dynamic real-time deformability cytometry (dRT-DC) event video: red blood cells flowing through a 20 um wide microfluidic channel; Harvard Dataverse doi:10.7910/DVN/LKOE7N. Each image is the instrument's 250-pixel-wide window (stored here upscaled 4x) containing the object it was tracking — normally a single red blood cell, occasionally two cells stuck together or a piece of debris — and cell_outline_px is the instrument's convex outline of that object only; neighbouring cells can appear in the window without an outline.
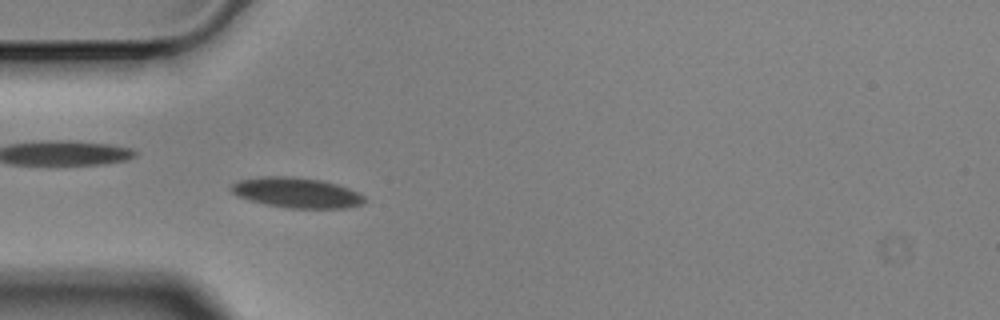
{"species": "Egyptian fruit bat (a non-hibernating species)", "species_latin": "Rousettus aegyptiacus", "temperature_condition": "cold", "stored_images_in_passage": 5, "camera_frame_rate_fps": 3000, "um_per_image_px": 0.085, "animal": {"sex": "male"}, "frame": {"image": 1, "passage_image": 4, "time_ms": 1.0, "image_size_px": [1000, 320], "cell_outline_px": [[368, 200], [364, 204], [344, 208], [288, 208], [264, 204], [236, 196], [228, 188], [232, 184], [240, 180], [260, 176], [292, 176], [324, 180], [360, 192]], "centroid_in_image_um": [25.23, 16.37], "position_along_channel_um": 59.8, "area_um2": 23.87}}